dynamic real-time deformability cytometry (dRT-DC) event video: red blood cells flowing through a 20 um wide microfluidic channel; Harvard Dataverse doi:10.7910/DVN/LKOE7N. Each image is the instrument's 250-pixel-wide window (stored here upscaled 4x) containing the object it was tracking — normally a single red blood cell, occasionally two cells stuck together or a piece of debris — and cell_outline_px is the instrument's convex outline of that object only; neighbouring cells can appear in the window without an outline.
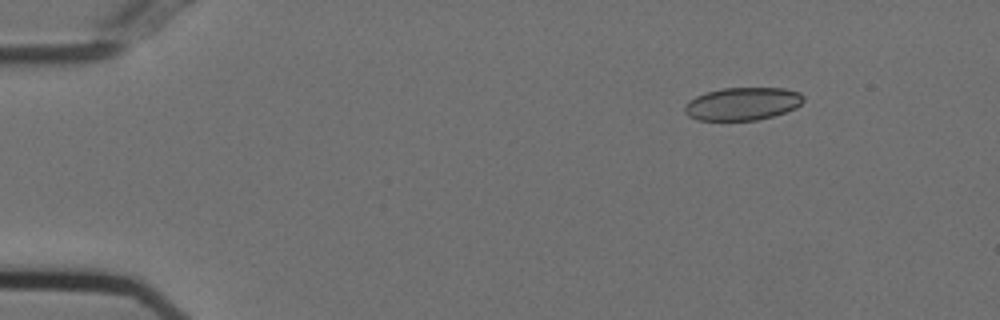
{"species": "Egyptian fruit bat (a non-hibernating species)", "species_latin": "Rousettus aegyptiacus", "temperature_condition": "cold", "stored_images_in_passage": 48, "camera_frame_rate_fps": 3000, "um_per_image_px": 0.085, "animal": {"sex": "female"}, "frame": {"image": 1, "passage_image": 1, "time_ms": 0.0, "image_size_px": [1000, 320], "cell_outline_px": [[804, 100], [796, 108], [772, 116], [756, 120], [696, 120], [688, 116], [684, 112], [684, 104], [688, 100], [696, 96], [708, 92], [724, 88], [784, 88], [800, 92], [804, 96]], "centroid_in_image_um": [63.1, 8.82], "position_along_channel_um": 21.9, "area_um2": 22.77}}
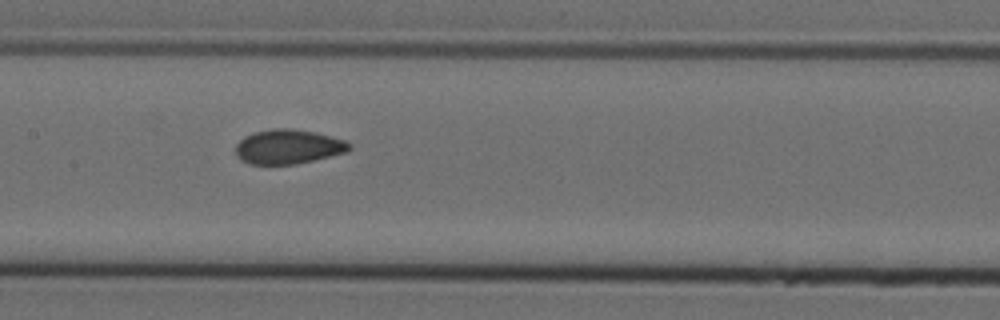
{"frame": {"image": 2, "passage_image": 21, "time_ms": 6.667, "image_size_px": [1000, 320], "cell_outline_px": [[352, 148], [348, 152], [296, 164], [248, 164], [240, 160], [236, 156], [236, 144], [244, 136], [256, 132], [272, 128], [288, 128], [316, 132], [344, 140], [352, 144]], "centroid_in_image_um": [24.5, 12.47], "position_along_channel_um": 182.9, "area_um2": 22.95}}
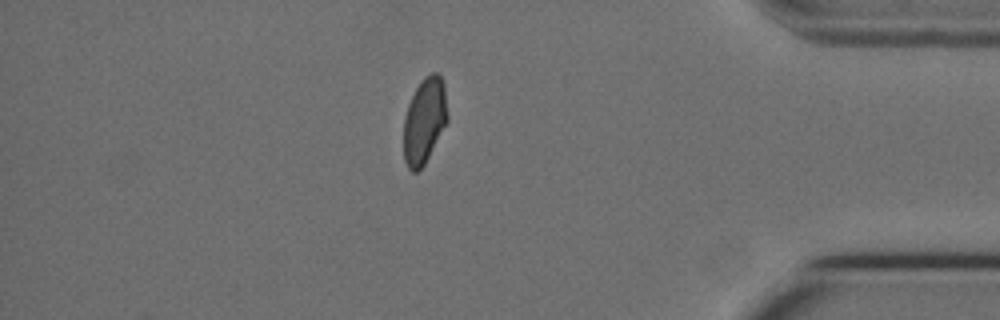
{"frame": {"image": 3, "passage_image": 41, "time_ms": 13.333, "image_size_px": [1000, 320], "cell_outline_px": [[448, 120], [424, 164], [416, 172], [412, 172], [408, 168], [404, 160], [404, 116], [408, 104], [420, 80], [424, 76], [432, 72], [436, 72], [440, 76], [444, 84], [448, 116]], "centroid_in_image_um": [36.07, 10.23], "position_along_channel_um": 399.1, "area_um2": 21.85}, "authors_computed_cell_mechanics": {"area_um2": 22.9466, "velocity_mm_per_s": 3.7249, "shape_relaxation_time_tau1_ms": null, "shape_relaxation_time_tau2_ms": 1.073, "deformation_change_tau1": null, "deformation_change_tau2": 0.0472}}